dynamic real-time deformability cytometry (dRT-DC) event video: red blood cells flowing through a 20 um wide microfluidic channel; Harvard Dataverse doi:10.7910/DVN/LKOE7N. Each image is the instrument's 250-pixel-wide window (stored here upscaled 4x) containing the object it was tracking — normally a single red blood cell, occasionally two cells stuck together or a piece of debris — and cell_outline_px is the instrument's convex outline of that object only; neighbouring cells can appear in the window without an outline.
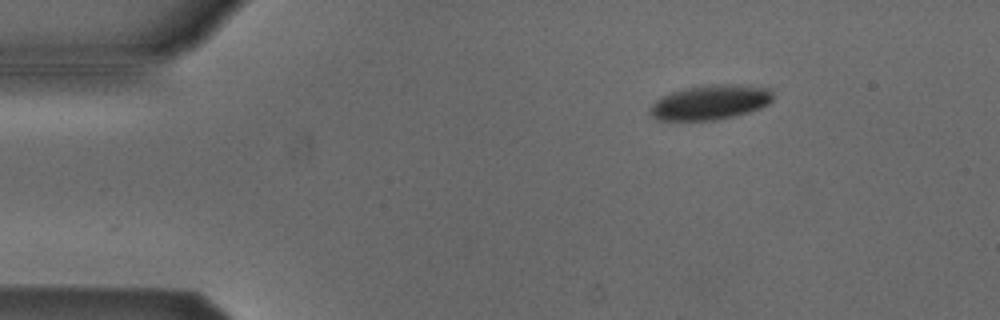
{"species": "Egyptian fruit bat (a non-hibernating species)", "species_latin": "Rousettus aegyptiacus", "temperature_condition": "cold", "stored_images_in_passage": 9, "camera_frame_rate_fps": 3000, "um_per_image_px": 0.085, "animal": {"sex": "male"}, "frame": {"image": 1, "passage_image": 2, "time_ms": 0.333, "image_size_px": [1000, 320], "cell_outline_px": [[772, 100], [768, 104], [760, 108], [748, 112], [716, 120], [656, 120], [648, 112], [648, 108], [660, 96], [672, 92], [688, 88], [712, 84], [736, 84], [772, 88]], "centroid_in_image_um": [60.36, 8.69], "position_along_channel_um": 24.6, "area_um2": 24.91}}